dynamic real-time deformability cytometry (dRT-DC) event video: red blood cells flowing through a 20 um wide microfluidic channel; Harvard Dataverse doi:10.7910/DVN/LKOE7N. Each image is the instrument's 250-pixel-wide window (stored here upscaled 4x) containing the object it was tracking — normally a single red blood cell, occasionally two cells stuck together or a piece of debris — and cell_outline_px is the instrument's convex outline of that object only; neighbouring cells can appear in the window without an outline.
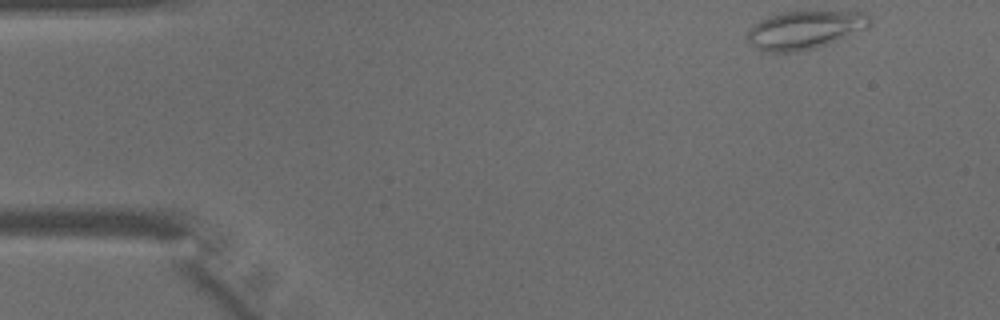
{"species": "common noctule bat (a hibernating species)", "species_latin": "Nyctalus noctula", "temperature_condition": "warm", "stored_images_in_passage": 41, "camera_frame_rate_fps": 3000, "um_per_image_px": 0.085, "animal": {"sex": "male", "body_mass_g": 15.6}, "frame": {"image": 1, "passage_image": 1, "time_ms": 0.0, "image_size_px": [1000, 320], "cell_outline_px": [[872, 20], [868, 28], [816, 48], [792, 52], [768, 52], [756, 48], [748, 40], [748, 32], [756, 24], [768, 16], [784, 12], [864, 12], [872, 16]], "centroid_in_image_um": [68.46, 2.54], "position_along_channel_um": 16.5, "area_um2": 26.82}}
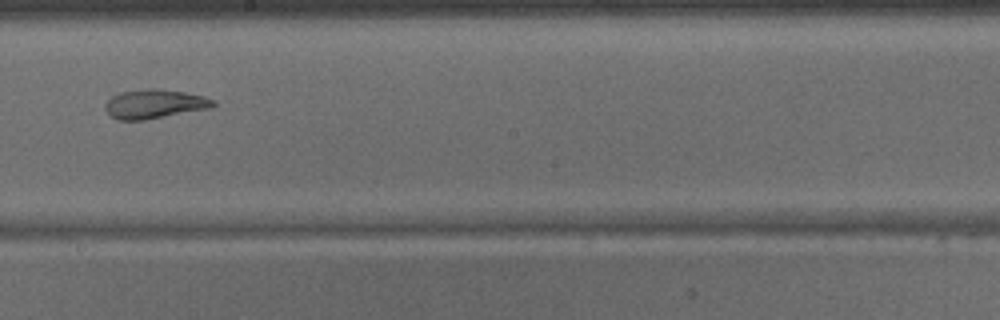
{"frame": {"image": 2, "passage_image": 22, "time_ms": 7.0, "image_size_px": [1000, 320], "cell_outline_px": [[216, 104], [212, 108], [144, 120], [116, 120], [108, 116], [104, 108], [104, 104], [112, 96], [120, 92], [148, 88], [156, 88], [184, 92], [204, 96], [216, 100]], "centroid_in_image_um": [13.12, 8.84], "position_along_channel_um": 235.1, "area_um2": 18.61}}
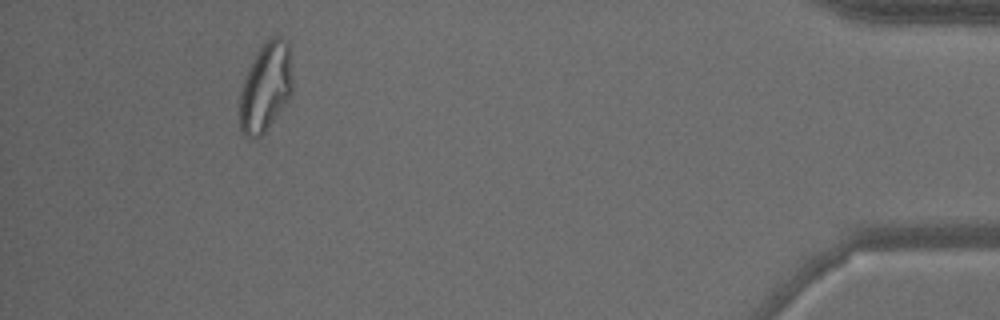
{"frame": {"image": 3, "passage_image": 38, "time_ms": 12.333, "image_size_px": [1000, 320], "cell_outline_px": [[292, 92], [288, 100], [264, 132], [260, 136], [244, 136], [240, 128], [240, 92], [248, 68], [256, 52], [268, 36], [280, 36], [288, 40], [292, 76]], "centroid_in_image_um": [22.59, 7.33], "position_along_channel_um": 412.6, "area_um2": 27.4}}